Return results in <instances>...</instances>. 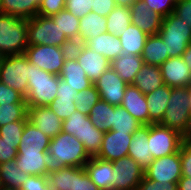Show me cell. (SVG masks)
<instances>
[{"label":"cell","instance_id":"obj_1","mask_svg":"<svg viewBox=\"0 0 191 190\" xmlns=\"http://www.w3.org/2000/svg\"><path fill=\"white\" fill-rule=\"evenodd\" d=\"M47 153L53 167H84L91 158L79 139L63 131L51 138Z\"/></svg>","mask_w":191,"mask_h":190},{"label":"cell","instance_id":"obj_2","mask_svg":"<svg viewBox=\"0 0 191 190\" xmlns=\"http://www.w3.org/2000/svg\"><path fill=\"white\" fill-rule=\"evenodd\" d=\"M28 19L0 13V52L24 54L28 45Z\"/></svg>","mask_w":191,"mask_h":190},{"label":"cell","instance_id":"obj_3","mask_svg":"<svg viewBox=\"0 0 191 190\" xmlns=\"http://www.w3.org/2000/svg\"><path fill=\"white\" fill-rule=\"evenodd\" d=\"M60 76L30 63V78L25 101L28 107L48 106L56 98Z\"/></svg>","mask_w":191,"mask_h":190},{"label":"cell","instance_id":"obj_4","mask_svg":"<svg viewBox=\"0 0 191 190\" xmlns=\"http://www.w3.org/2000/svg\"><path fill=\"white\" fill-rule=\"evenodd\" d=\"M62 131L79 139L90 157L98 154L105 134L93 125L89 116L78 110L63 120Z\"/></svg>","mask_w":191,"mask_h":190},{"label":"cell","instance_id":"obj_5","mask_svg":"<svg viewBox=\"0 0 191 190\" xmlns=\"http://www.w3.org/2000/svg\"><path fill=\"white\" fill-rule=\"evenodd\" d=\"M158 35L165 43L169 58L182 56L191 43V27L174 13L163 17Z\"/></svg>","mask_w":191,"mask_h":190},{"label":"cell","instance_id":"obj_6","mask_svg":"<svg viewBox=\"0 0 191 190\" xmlns=\"http://www.w3.org/2000/svg\"><path fill=\"white\" fill-rule=\"evenodd\" d=\"M28 45H56L73 47V43L61 32L51 16H40L28 19Z\"/></svg>","mask_w":191,"mask_h":190},{"label":"cell","instance_id":"obj_7","mask_svg":"<svg viewBox=\"0 0 191 190\" xmlns=\"http://www.w3.org/2000/svg\"><path fill=\"white\" fill-rule=\"evenodd\" d=\"M189 98L190 87L171 88L167 108L159 124L176 130L182 135L186 130L188 119L191 115L188 102Z\"/></svg>","mask_w":191,"mask_h":190},{"label":"cell","instance_id":"obj_8","mask_svg":"<svg viewBox=\"0 0 191 190\" xmlns=\"http://www.w3.org/2000/svg\"><path fill=\"white\" fill-rule=\"evenodd\" d=\"M29 78L30 61L25 54L3 57L0 65V82L26 97Z\"/></svg>","mask_w":191,"mask_h":190},{"label":"cell","instance_id":"obj_9","mask_svg":"<svg viewBox=\"0 0 191 190\" xmlns=\"http://www.w3.org/2000/svg\"><path fill=\"white\" fill-rule=\"evenodd\" d=\"M71 48L56 45H29L24 54L31 64L50 74L59 76L64 60Z\"/></svg>","mask_w":191,"mask_h":190},{"label":"cell","instance_id":"obj_10","mask_svg":"<svg viewBox=\"0 0 191 190\" xmlns=\"http://www.w3.org/2000/svg\"><path fill=\"white\" fill-rule=\"evenodd\" d=\"M183 142L182 135L161 124H150L148 145L153 159L177 153Z\"/></svg>","mask_w":191,"mask_h":190},{"label":"cell","instance_id":"obj_11","mask_svg":"<svg viewBox=\"0 0 191 190\" xmlns=\"http://www.w3.org/2000/svg\"><path fill=\"white\" fill-rule=\"evenodd\" d=\"M114 190H136L145 176L142 168L130 156L112 161Z\"/></svg>","mask_w":191,"mask_h":190},{"label":"cell","instance_id":"obj_12","mask_svg":"<svg viewBox=\"0 0 191 190\" xmlns=\"http://www.w3.org/2000/svg\"><path fill=\"white\" fill-rule=\"evenodd\" d=\"M145 176L152 181L160 183H178L182 177L180 151L153 159L151 164L145 169Z\"/></svg>","mask_w":191,"mask_h":190},{"label":"cell","instance_id":"obj_13","mask_svg":"<svg viewBox=\"0 0 191 190\" xmlns=\"http://www.w3.org/2000/svg\"><path fill=\"white\" fill-rule=\"evenodd\" d=\"M70 53L75 57L85 71L86 76L93 83L111 67V62L104 55L98 54L85 44H74Z\"/></svg>","mask_w":191,"mask_h":190},{"label":"cell","instance_id":"obj_14","mask_svg":"<svg viewBox=\"0 0 191 190\" xmlns=\"http://www.w3.org/2000/svg\"><path fill=\"white\" fill-rule=\"evenodd\" d=\"M93 84L99 92L100 99L115 106L121 105L128 85L112 67L106 70Z\"/></svg>","mask_w":191,"mask_h":190},{"label":"cell","instance_id":"obj_15","mask_svg":"<svg viewBox=\"0 0 191 190\" xmlns=\"http://www.w3.org/2000/svg\"><path fill=\"white\" fill-rule=\"evenodd\" d=\"M132 141V134L110 130L105 132L101 148L96 157L113 161L128 156L129 145Z\"/></svg>","mask_w":191,"mask_h":190},{"label":"cell","instance_id":"obj_16","mask_svg":"<svg viewBox=\"0 0 191 190\" xmlns=\"http://www.w3.org/2000/svg\"><path fill=\"white\" fill-rule=\"evenodd\" d=\"M159 67L164 85L171 88L191 87V69L181 56L171 57Z\"/></svg>","mask_w":191,"mask_h":190},{"label":"cell","instance_id":"obj_17","mask_svg":"<svg viewBox=\"0 0 191 190\" xmlns=\"http://www.w3.org/2000/svg\"><path fill=\"white\" fill-rule=\"evenodd\" d=\"M131 24L147 35H157L161 29L163 17L148 8L143 0H137L130 7Z\"/></svg>","mask_w":191,"mask_h":190},{"label":"cell","instance_id":"obj_18","mask_svg":"<svg viewBox=\"0 0 191 190\" xmlns=\"http://www.w3.org/2000/svg\"><path fill=\"white\" fill-rule=\"evenodd\" d=\"M28 121L50 138L62 132L63 120L48 106L28 107Z\"/></svg>","mask_w":191,"mask_h":190},{"label":"cell","instance_id":"obj_19","mask_svg":"<svg viewBox=\"0 0 191 190\" xmlns=\"http://www.w3.org/2000/svg\"><path fill=\"white\" fill-rule=\"evenodd\" d=\"M84 167L91 181L100 190H114L112 161L94 156L86 162Z\"/></svg>","mask_w":191,"mask_h":190},{"label":"cell","instance_id":"obj_20","mask_svg":"<svg viewBox=\"0 0 191 190\" xmlns=\"http://www.w3.org/2000/svg\"><path fill=\"white\" fill-rule=\"evenodd\" d=\"M121 106H123L135 119L141 122L142 125H149L147 100L145 94L137 87L132 84L126 86Z\"/></svg>","mask_w":191,"mask_h":190},{"label":"cell","instance_id":"obj_21","mask_svg":"<svg viewBox=\"0 0 191 190\" xmlns=\"http://www.w3.org/2000/svg\"><path fill=\"white\" fill-rule=\"evenodd\" d=\"M16 165L28 175L47 176L53 168L47 152L18 153Z\"/></svg>","mask_w":191,"mask_h":190},{"label":"cell","instance_id":"obj_22","mask_svg":"<svg viewBox=\"0 0 191 190\" xmlns=\"http://www.w3.org/2000/svg\"><path fill=\"white\" fill-rule=\"evenodd\" d=\"M51 138L27 121L21 136L18 153L48 152Z\"/></svg>","mask_w":191,"mask_h":190},{"label":"cell","instance_id":"obj_23","mask_svg":"<svg viewBox=\"0 0 191 190\" xmlns=\"http://www.w3.org/2000/svg\"><path fill=\"white\" fill-rule=\"evenodd\" d=\"M59 76L76 92L93 85V82L86 76L85 71L71 53L65 58Z\"/></svg>","mask_w":191,"mask_h":190},{"label":"cell","instance_id":"obj_24","mask_svg":"<svg viewBox=\"0 0 191 190\" xmlns=\"http://www.w3.org/2000/svg\"><path fill=\"white\" fill-rule=\"evenodd\" d=\"M148 135L149 125H143L132 134V141L128 149V156L135 160L144 169H146L153 161L151 152H149Z\"/></svg>","mask_w":191,"mask_h":190},{"label":"cell","instance_id":"obj_25","mask_svg":"<svg viewBox=\"0 0 191 190\" xmlns=\"http://www.w3.org/2000/svg\"><path fill=\"white\" fill-rule=\"evenodd\" d=\"M85 45L98 54L104 55L110 62L123 53L119 37L108 32L89 39Z\"/></svg>","mask_w":191,"mask_h":190},{"label":"cell","instance_id":"obj_26","mask_svg":"<svg viewBox=\"0 0 191 190\" xmlns=\"http://www.w3.org/2000/svg\"><path fill=\"white\" fill-rule=\"evenodd\" d=\"M170 94L171 87L167 85H163L162 87L145 94L149 110V125L158 124L162 121Z\"/></svg>","mask_w":191,"mask_h":190},{"label":"cell","instance_id":"obj_27","mask_svg":"<svg viewBox=\"0 0 191 190\" xmlns=\"http://www.w3.org/2000/svg\"><path fill=\"white\" fill-rule=\"evenodd\" d=\"M144 65L141 55L122 53L111 62L112 69L128 85L133 84L136 74Z\"/></svg>","mask_w":191,"mask_h":190},{"label":"cell","instance_id":"obj_28","mask_svg":"<svg viewBox=\"0 0 191 190\" xmlns=\"http://www.w3.org/2000/svg\"><path fill=\"white\" fill-rule=\"evenodd\" d=\"M143 94L150 93L164 85L159 66L144 64L136 74L133 84Z\"/></svg>","mask_w":191,"mask_h":190},{"label":"cell","instance_id":"obj_29","mask_svg":"<svg viewBox=\"0 0 191 190\" xmlns=\"http://www.w3.org/2000/svg\"><path fill=\"white\" fill-rule=\"evenodd\" d=\"M106 17L90 12L79 21V43L85 44L89 39L107 32Z\"/></svg>","mask_w":191,"mask_h":190},{"label":"cell","instance_id":"obj_30","mask_svg":"<svg viewBox=\"0 0 191 190\" xmlns=\"http://www.w3.org/2000/svg\"><path fill=\"white\" fill-rule=\"evenodd\" d=\"M141 56L144 64L155 66H160L163 62L169 59L165 43L158 34L148 36Z\"/></svg>","mask_w":191,"mask_h":190},{"label":"cell","instance_id":"obj_31","mask_svg":"<svg viewBox=\"0 0 191 190\" xmlns=\"http://www.w3.org/2000/svg\"><path fill=\"white\" fill-rule=\"evenodd\" d=\"M123 32L118 36L123 53L141 55L149 35L133 24H130Z\"/></svg>","mask_w":191,"mask_h":190},{"label":"cell","instance_id":"obj_32","mask_svg":"<svg viewBox=\"0 0 191 190\" xmlns=\"http://www.w3.org/2000/svg\"><path fill=\"white\" fill-rule=\"evenodd\" d=\"M29 176L16 165L15 159L0 164V182L3 188L20 190Z\"/></svg>","mask_w":191,"mask_h":190},{"label":"cell","instance_id":"obj_33","mask_svg":"<svg viewBox=\"0 0 191 190\" xmlns=\"http://www.w3.org/2000/svg\"><path fill=\"white\" fill-rule=\"evenodd\" d=\"M38 8L34 0H1L0 13L31 19L37 15Z\"/></svg>","mask_w":191,"mask_h":190},{"label":"cell","instance_id":"obj_34","mask_svg":"<svg viewBox=\"0 0 191 190\" xmlns=\"http://www.w3.org/2000/svg\"><path fill=\"white\" fill-rule=\"evenodd\" d=\"M115 107V105H111L100 99L91 108V112L89 114L90 121L97 129L103 132L110 131L113 126Z\"/></svg>","mask_w":191,"mask_h":190},{"label":"cell","instance_id":"obj_35","mask_svg":"<svg viewBox=\"0 0 191 190\" xmlns=\"http://www.w3.org/2000/svg\"><path fill=\"white\" fill-rule=\"evenodd\" d=\"M49 190H73L74 167H53L47 174Z\"/></svg>","mask_w":191,"mask_h":190},{"label":"cell","instance_id":"obj_36","mask_svg":"<svg viewBox=\"0 0 191 190\" xmlns=\"http://www.w3.org/2000/svg\"><path fill=\"white\" fill-rule=\"evenodd\" d=\"M51 17L53 18L55 24H58L61 32H64L65 36L73 44L79 43V18L66 9L61 10Z\"/></svg>","mask_w":191,"mask_h":190},{"label":"cell","instance_id":"obj_37","mask_svg":"<svg viewBox=\"0 0 191 190\" xmlns=\"http://www.w3.org/2000/svg\"><path fill=\"white\" fill-rule=\"evenodd\" d=\"M107 32L115 36L123 34L131 24V13L128 7L117 6L106 17Z\"/></svg>","mask_w":191,"mask_h":190},{"label":"cell","instance_id":"obj_38","mask_svg":"<svg viewBox=\"0 0 191 190\" xmlns=\"http://www.w3.org/2000/svg\"><path fill=\"white\" fill-rule=\"evenodd\" d=\"M142 126L141 122L135 119L123 106L119 105L114 108V119L111 130L133 134Z\"/></svg>","mask_w":191,"mask_h":190},{"label":"cell","instance_id":"obj_39","mask_svg":"<svg viewBox=\"0 0 191 190\" xmlns=\"http://www.w3.org/2000/svg\"><path fill=\"white\" fill-rule=\"evenodd\" d=\"M27 104L0 105V127L15 121H28Z\"/></svg>","mask_w":191,"mask_h":190},{"label":"cell","instance_id":"obj_40","mask_svg":"<svg viewBox=\"0 0 191 190\" xmlns=\"http://www.w3.org/2000/svg\"><path fill=\"white\" fill-rule=\"evenodd\" d=\"M100 100V95L93 84L87 89L77 92L75 95L76 110L84 115L89 116L91 108Z\"/></svg>","mask_w":191,"mask_h":190},{"label":"cell","instance_id":"obj_41","mask_svg":"<svg viewBox=\"0 0 191 190\" xmlns=\"http://www.w3.org/2000/svg\"><path fill=\"white\" fill-rule=\"evenodd\" d=\"M26 122L27 121H15L1 126L0 136L2 137V140L14 142L18 148Z\"/></svg>","mask_w":191,"mask_h":190},{"label":"cell","instance_id":"obj_42","mask_svg":"<svg viewBox=\"0 0 191 190\" xmlns=\"http://www.w3.org/2000/svg\"><path fill=\"white\" fill-rule=\"evenodd\" d=\"M48 107L62 120L76 111L75 98L56 97Z\"/></svg>","mask_w":191,"mask_h":190},{"label":"cell","instance_id":"obj_43","mask_svg":"<svg viewBox=\"0 0 191 190\" xmlns=\"http://www.w3.org/2000/svg\"><path fill=\"white\" fill-rule=\"evenodd\" d=\"M73 190H100L90 179L85 167H74Z\"/></svg>","mask_w":191,"mask_h":190},{"label":"cell","instance_id":"obj_44","mask_svg":"<svg viewBox=\"0 0 191 190\" xmlns=\"http://www.w3.org/2000/svg\"><path fill=\"white\" fill-rule=\"evenodd\" d=\"M92 3L93 0H66L65 9L80 19L92 11Z\"/></svg>","mask_w":191,"mask_h":190},{"label":"cell","instance_id":"obj_45","mask_svg":"<svg viewBox=\"0 0 191 190\" xmlns=\"http://www.w3.org/2000/svg\"><path fill=\"white\" fill-rule=\"evenodd\" d=\"M5 104H27L25 97L12 89L11 87L0 82V105Z\"/></svg>","mask_w":191,"mask_h":190},{"label":"cell","instance_id":"obj_46","mask_svg":"<svg viewBox=\"0 0 191 190\" xmlns=\"http://www.w3.org/2000/svg\"><path fill=\"white\" fill-rule=\"evenodd\" d=\"M149 9L157 12L162 17L173 13L177 0H143Z\"/></svg>","mask_w":191,"mask_h":190},{"label":"cell","instance_id":"obj_47","mask_svg":"<svg viewBox=\"0 0 191 190\" xmlns=\"http://www.w3.org/2000/svg\"><path fill=\"white\" fill-rule=\"evenodd\" d=\"M66 0H42L37 15L52 16L65 9Z\"/></svg>","mask_w":191,"mask_h":190},{"label":"cell","instance_id":"obj_48","mask_svg":"<svg viewBox=\"0 0 191 190\" xmlns=\"http://www.w3.org/2000/svg\"><path fill=\"white\" fill-rule=\"evenodd\" d=\"M179 151L182 176L191 177V143L183 141Z\"/></svg>","mask_w":191,"mask_h":190},{"label":"cell","instance_id":"obj_49","mask_svg":"<svg viewBox=\"0 0 191 190\" xmlns=\"http://www.w3.org/2000/svg\"><path fill=\"white\" fill-rule=\"evenodd\" d=\"M136 190H177V183H160L158 181H152L144 176Z\"/></svg>","mask_w":191,"mask_h":190},{"label":"cell","instance_id":"obj_50","mask_svg":"<svg viewBox=\"0 0 191 190\" xmlns=\"http://www.w3.org/2000/svg\"><path fill=\"white\" fill-rule=\"evenodd\" d=\"M20 190H49L47 176H29Z\"/></svg>","mask_w":191,"mask_h":190},{"label":"cell","instance_id":"obj_51","mask_svg":"<svg viewBox=\"0 0 191 190\" xmlns=\"http://www.w3.org/2000/svg\"><path fill=\"white\" fill-rule=\"evenodd\" d=\"M17 154L18 150L15 143L4 141L0 136V164L16 159Z\"/></svg>","mask_w":191,"mask_h":190},{"label":"cell","instance_id":"obj_52","mask_svg":"<svg viewBox=\"0 0 191 190\" xmlns=\"http://www.w3.org/2000/svg\"><path fill=\"white\" fill-rule=\"evenodd\" d=\"M173 13L191 27V0H177Z\"/></svg>","mask_w":191,"mask_h":190},{"label":"cell","instance_id":"obj_53","mask_svg":"<svg viewBox=\"0 0 191 190\" xmlns=\"http://www.w3.org/2000/svg\"><path fill=\"white\" fill-rule=\"evenodd\" d=\"M115 7V0H93L92 12L107 17Z\"/></svg>","mask_w":191,"mask_h":190},{"label":"cell","instance_id":"obj_54","mask_svg":"<svg viewBox=\"0 0 191 190\" xmlns=\"http://www.w3.org/2000/svg\"><path fill=\"white\" fill-rule=\"evenodd\" d=\"M76 94V90H73L63 79H59L56 97L75 98Z\"/></svg>","mask_w":191,"mask_h":190},{"label":"cell","instance_id":"obj_55","mask_svg":"<svg viewBox=\"0 0 191 190\" xmlns=\"http://www.w3.org/2000/svg\"><path fill=\"white\" fill-rule=\"evenodd\" d=\"M177 190H191V177L182 176L177 183Z\"/></svg>","mask_w":191,"mask_h":190},{"label":"cell","instance_id":"obj_56","mask_svg":"<svg viewBox=\"0 0 191 190\" xmlns=\"http://www.w3.org/2000/svg\"><path fill=\"white\" fill-rule=\"evenodd\" d=\"M183 141L191 143V115L188 119V125L185 132L182 134Z\"/></svg>","mask_w":191,"mask_h":190},{"label":"cell","instance_id":"obj_57","mask_svg":"<svg viewBox=\"0 0 191 190\" xmlns=\"http://www.w3.org/2000/svg\"><path fill=\"white\" fill-rule=\"evenodd\" d=\"M182 59L189 65L191 69V43L187 46V49L182 54Z\"/></svg>","mask_w":191,"mask_h":190},{"label":"cell","instance_id":"obj_58","mask_svg":"<svg viewBox=\"0 0 191 190\" xmlns=\"http://www.w3.org/2000/svg\"><path fill=\"white\" fill-rule=\"evenodd\" d=\"M137 0H115L117 6L130 7Z\"/></svg>","mask_w":191,"mask_h":190},{"label":"cell","instance_id":"obj_59","mask_svg":"<svg viewBox=\"0 0 191 190\" xmlns=\"http://www.w3.org/2000/svg\"><path fill=\"white\" fill-rule=\"evenodd\" d=\"M188 102H189V105H190L189 110H190V113H191V87H190V98L188 99Z\"/></svg>","mask_w":191,"mask_h":190},{"label":"cell","instance_id":"obj_60","mask_svg":"<svg viewBox=\"0 0 191 190\" xmlns=\"http://www.w3.org/2000/svg\"><path fill=\"white\" fill-rule=\"evenodd\" d=\"M3 57H4V55L0 52V65H1Z\"/></svg>","mask_w":191,"mask_h":190},{"label":"cell","instance_id":"obj_61","mask_svg":"<svg viewBox=\"0 0 191 190\" xmlns=\"http://www.w3.org/2000/svg\"><path fill=\"white\" fill-rule=\"evenodd\" d=\"M34 1L39 6L42 0H34Z\"/></svg>","mask_w":191,"mask_h":190},{"label":"cell","instance_id":"obj_62","mask_svg":"<svg viewBox=\"0 0 191 190\" xmlns=\"http://www.w3.org/2000/svg\"><path fill=\"white\" fill-rule=\"evenodd\" d=\"M0 190H12V189H8V188H3V187H1Z\"/></svg>","mask_w":191,"mask_h":190}]
</instances>
